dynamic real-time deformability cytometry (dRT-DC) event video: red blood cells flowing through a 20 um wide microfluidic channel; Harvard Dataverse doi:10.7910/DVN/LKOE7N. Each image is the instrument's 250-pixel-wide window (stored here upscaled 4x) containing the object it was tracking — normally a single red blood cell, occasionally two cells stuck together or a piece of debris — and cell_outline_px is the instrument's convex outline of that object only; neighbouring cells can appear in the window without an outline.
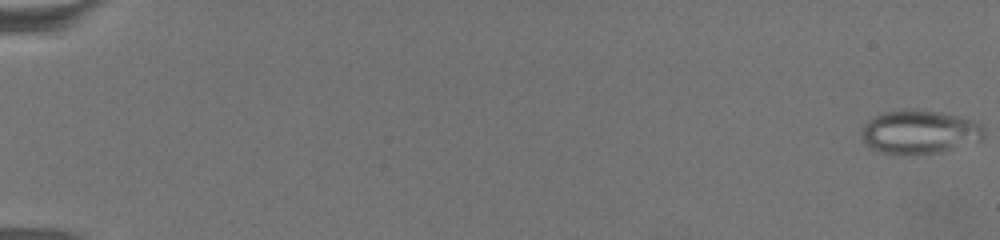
{"species": "common noctule bat (a hibernating species)", "species_latin": "Nyctalus noctula", "temperature_condition": "warm", "stored_images_in_passage": 70, "camera_frame_rate_fps": 3000, "um_per_image_px": 0.085, "animal": {"sex": "female", "body_mass_g": 19.5, "forearm_length_mm": 54.1}, "frame": {"image": 1, "passage_image": 1, "time_ms": 0.0, "image_size_px": [1000, 240], "cell_outline_px": [[984, 136], [980, 140], [940, 152], [908, 156], [880, 152], [864, 144], [860, 140], [860, 132], [864, 124], [868, 120], [884, 112], [940, 112], [960, 116], [976, 120], [984, 124]], "centroid_in_image_um": [78.15, 11.27], "position_along_channel_um": 6.8, "area_um2": 31.04}}
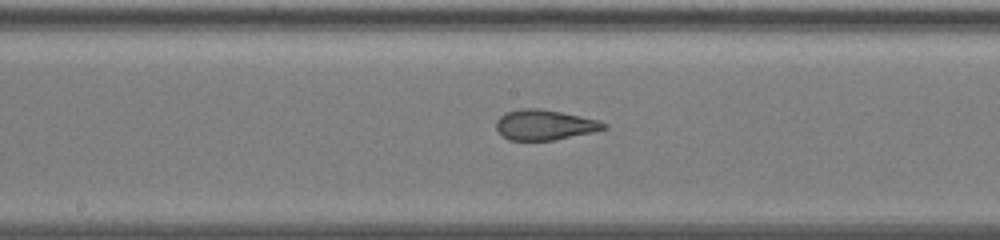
{"frame": {"image": 2, "passage_image": 40, "time_ms": 13.0, "image_size_px": [1000, 240], "cell_outline_px": [[608, 128], [592, 132], [556, 140], [508, 140], [500, 136], [496, 128], [496, 120], [504, 112], [520, 108], [540, 108], [600, 120], [608, 124]], "centroid_in_image_um": [46.27, 10.61], "position_along_channel_um": 201.9, "area_um2": 19.25}}
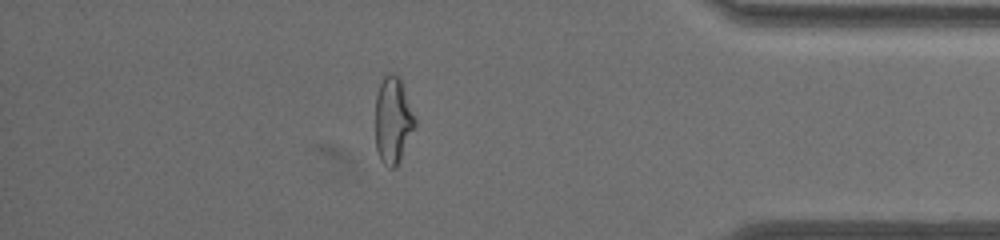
{"frame": {"image": 3, "passage_image": 62, "time_ms": 20.333, "image_size_px": [1000, 240], "cell_outline_px": [[416, 124], [396, 168], [388, 168], [380, 160], [376, 148], [376, 96], [380, 84], [384, 76], [388, 72], [392, 72], [400, 76], [416, 116]], "centroid_in_image_um": [33.42, 10.19], "position_along_channel_um": 401.8, "area_um2": 20.23}, "authors_computed_cell_mechanics": {"area_um2": 21.9351, "velocity_mm_per_s": 3.0972, "shape_relaxation_time_tau1_ms": null, "shape_relaxation_time_tau2_ms": 1.2781, "deformation_change_tau1": null, "deformation_change_tau2": 0.094}}